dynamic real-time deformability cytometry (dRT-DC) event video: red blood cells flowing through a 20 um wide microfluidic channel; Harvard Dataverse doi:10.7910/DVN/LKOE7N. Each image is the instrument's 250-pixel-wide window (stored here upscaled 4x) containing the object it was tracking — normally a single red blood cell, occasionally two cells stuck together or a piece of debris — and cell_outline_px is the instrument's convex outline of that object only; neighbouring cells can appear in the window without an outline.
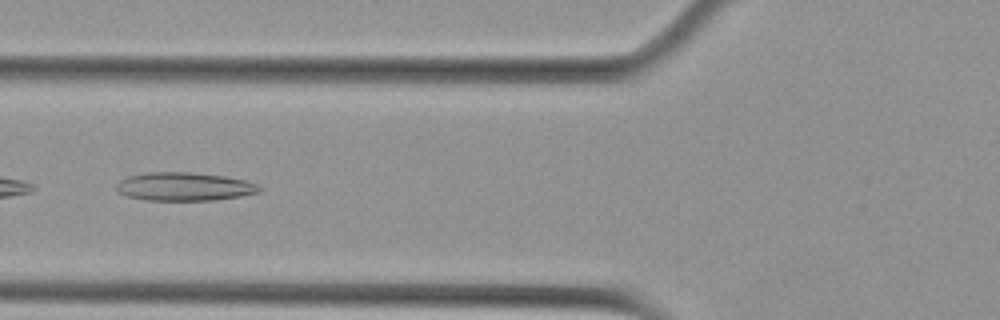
{"species": "Egyptian fruit bat (a non-hibernating species)", "species_latin": "Rousettus aegyptiacus", "temperature_condition": "cold", "stored_images_in_passage": 46, "camera_frame_rate_fps": 3000, "um_per_image_px": 0.085, "animal": {"sex": "female"}, "frame": {"image": 1, "passage_image": 20, "time_ms": 6.333, "image_size_px": [1000, 320], "cell_outline_px": [[260, 192], [240, 196], [212, 200], [148, 200], [128, 196], [120, 192], [116, 188], [116, 184], [120, 180], [128, 176], [148, 172], [192, 172], [224, 176], [244, 180], [256, 184], [260, 188]], "centroid_in_image_um": [15.65, 15.85], "position_along_channel_um": 110.2, "area_um2": 23.41}}
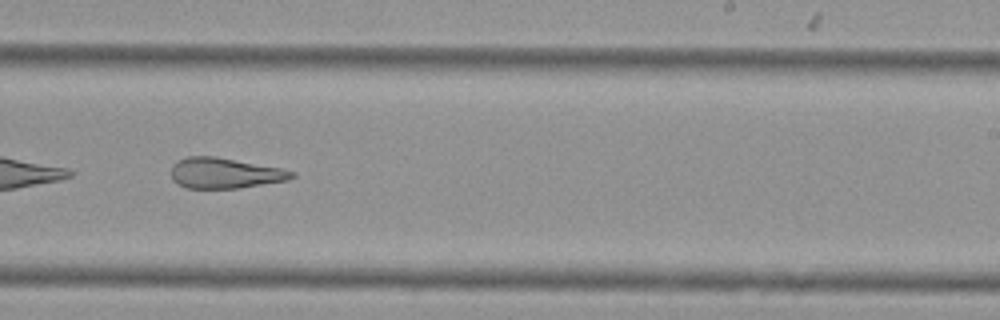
{"frame": {"image": 2, "passage_image": 33, "time_ms": 10.667, "image_size_px": [1000, 320], "cell_outline_px": [[296, 176], [288, 180], [240, 188], [188, 188], [176, 184], [172, 180], [172, 164], [176, 160], [188, 156], [212, 156], [280, 168], [296, 172]], "centroid_in_image_um": [19.08, 14.72], "position_along_channel_um": 269.9, "area_um2": 21.44}, "authors_computed_cell_mechanics": {"area_um2": 24.9118, "velocity_mm_per_s": 3.6946, "shape_relaxation_time_tau1_ms": null, "shape_relaxation_time_tau2_ms": 3.5879, "deformation_change_tau1": null, "deformation_change_tau2": 0.1517}}